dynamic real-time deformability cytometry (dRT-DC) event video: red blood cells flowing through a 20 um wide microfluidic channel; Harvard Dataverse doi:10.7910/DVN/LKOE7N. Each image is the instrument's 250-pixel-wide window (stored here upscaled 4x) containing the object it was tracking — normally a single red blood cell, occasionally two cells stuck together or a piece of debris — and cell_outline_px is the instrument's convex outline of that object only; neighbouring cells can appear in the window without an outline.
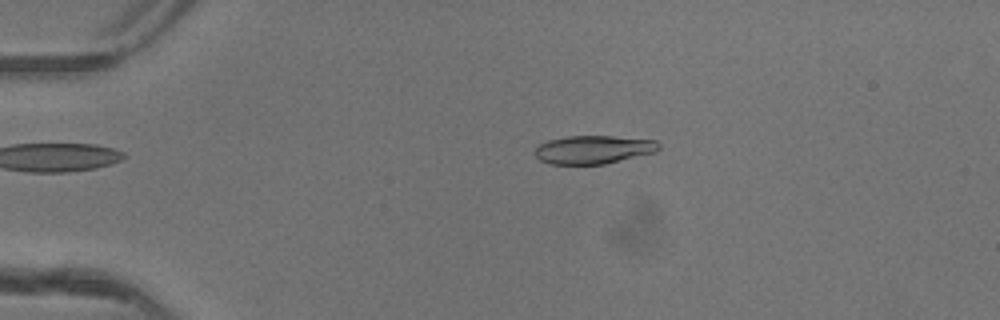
{"species": "common noctule bat (a hibernating species)", "species_latin": "Nyctalus noctula", "temperature_condition": "warm", "stored_images_in_passage": 50, "camera_frame_rate_fps": 3000, "um_per_image_px": 0.085, "animal": {"sex": "female"}, "frame": {"image": 1, "passage_image": 11, "time_ms": 3.333, "image_size_px": [1000, 320], "cell_outline_px": [[660, 148], [656, 152], [604, 164], [548, 164], [540, 160], [536, 156], [536, 148], [540, 144], [548, 140], [568, 136], [612, 136], [656, 140], [660, 144]], "centroid_in_image_um": [50.46, 12.71], "position_along_channel_um": 34.5, "area_um2": 20.4}}
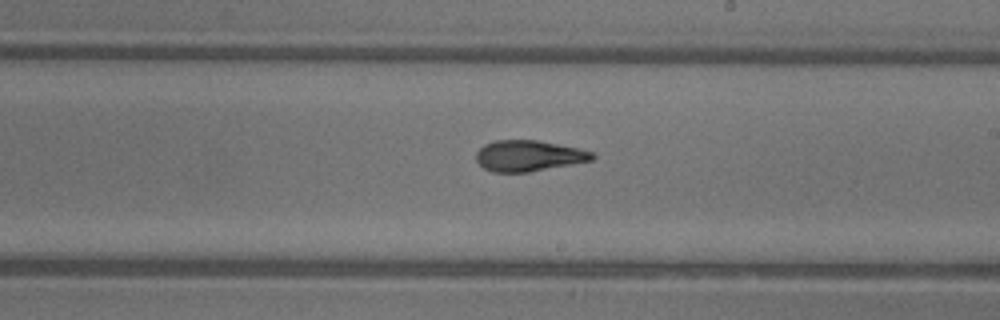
{"frame": {"image": 2, "passage_image": 30, "time_ms": 9.667, "image_size_px": [1000, 320], "cell_outline_px": [[596, 156], [592, 160], [572, 164], [528, 172], [492, 172], [484, 168], [476, 160], [476, 152], [484, 144], [496, 140], [536, 140], [576, 148], [592, 152]], "centroid_in_image_um": [44.89, 13.24], "position_along_channel_um": 244.1, "area_um2": 20.69}}
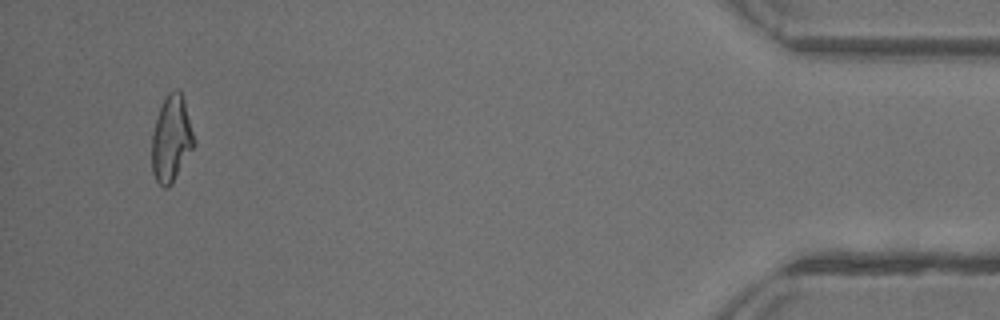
{"frame": {"image": 3, "passage_image": 48, "time_ms": 15.667, "image_size_px": [1000, 320], "cell_outline_px": [[196, 144], [172, 184], [168, 188], [164, 188], [156, 180], [152, 172], [152, 132], [160, 104], [168, 92], [176, 88], [180, 92], [184, 100], [196, 140]], "centroid_in_image_um": [14.57, 11.8], "position_along_channel_um": 420.6, "area_um2": 21.5}, "authors_computed_cell_mechanics": {"area_um2": 21.2126, "velocity_mm_per_s": 4.1755, "shape_relaxation_time_tau1_ms": 6.9808, "shape_relaxation_time_tau2_ms": 2.3534, "deformation_change_tau1": 0.2265, "deformation_change_tau2": 0.1084}}